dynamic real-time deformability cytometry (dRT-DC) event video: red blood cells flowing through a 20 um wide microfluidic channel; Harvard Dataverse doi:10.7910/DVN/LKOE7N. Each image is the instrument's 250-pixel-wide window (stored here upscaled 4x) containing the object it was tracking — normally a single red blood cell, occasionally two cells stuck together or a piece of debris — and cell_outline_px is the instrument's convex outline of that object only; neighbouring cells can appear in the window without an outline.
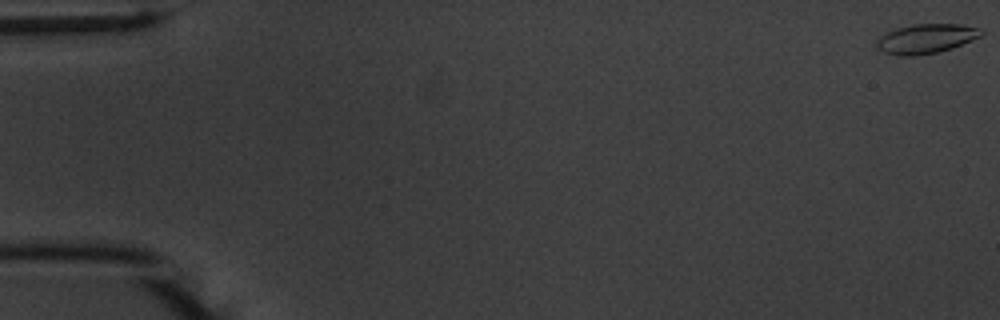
{"species": "common noctule bat (a hibernating species)", "species_latin": "Nyctalus noctula", "temperature_condition": "warm", "stored_images_in_passage": 55, "camera_frame_rate_fps": 3000, "um_per_image_px": 0.085, "animal": {"sex": "male", "body_mass_g": 20.1, "forearm_length_mm": 53.5}, "frame": {"image": 1, "passage_image": 1, "time_ms": 0.0, "image_size_px": [1000, 320], "cell_outline_px": [[984, 32], [980, 36], [972, 40], [952, 48], [936, 52], [912, 56], [900, 56], [884, 52], [876, 48], [876, 40], [880, 36], [896, 28], [912, 24], [960, 24], [980, 28]], "centroid_in_image_um": [78.69, 3.28], "position_along_channel_um": 6.3, "area_um2": 17.92}}
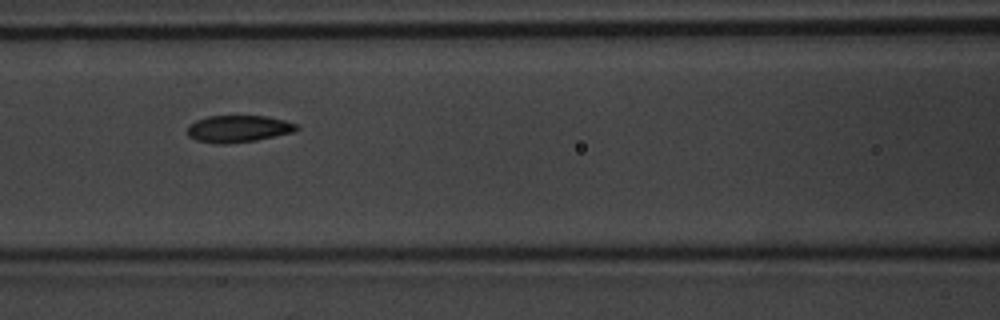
{"frame": {"image": 2, "passage_image": 25, "time_ms": 8.0, "image_size_px": [1000, 320], "cell_outline_px": [[300, 128], [292, 132], [256, 140], [228, 144], [216, 144], [196, 140], [188, 136], [188, 124], [196, 120], [208, 116], [268, 116], [284, 120], [296, 124]], "centroid_in_image_um": [20.23, 10.95], "position_along_channel_um": 146.4, "area_um2": 17.17}}
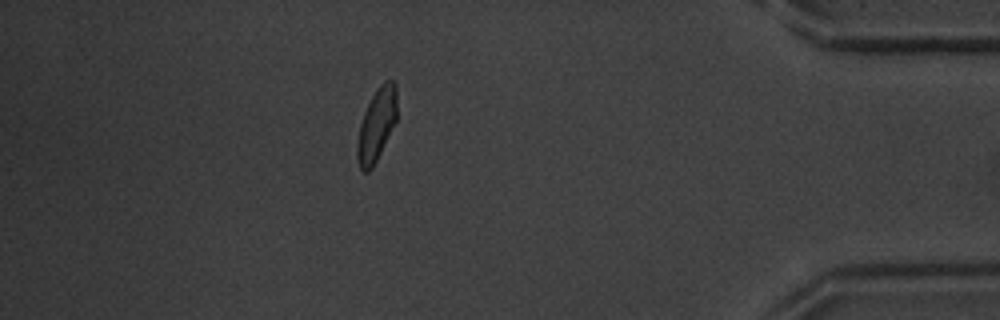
{"frame": {"image": 3, "passage_image": 49, "time_ms": 16.0, "image_size_px": [1000, 320], "cell_outline_px": [[396, 120], [372, 168], [368, 172], [364, 172], [360, 168], [356, 156], [356, 144], [360, 124], [364, 112], [376, 88], [384, 80], [392, 80], [396, 84]], "centroid_in_image_um": [31.99, 10.59], "position_along_channel_um": 403.2, "area_um2": 16.65}, "authors_computed_cell_mechanics": {"area_um2": 17.2822, "velocity_mm_per_s": 3.7224, "shape_relaxation_time_tau1_ms": 3.219, "shape_relaxation_time_tau2_ms": 1.6219, "deformation_change_tau1": 0.1294, "deformation_change_tau2": 0.0658}}